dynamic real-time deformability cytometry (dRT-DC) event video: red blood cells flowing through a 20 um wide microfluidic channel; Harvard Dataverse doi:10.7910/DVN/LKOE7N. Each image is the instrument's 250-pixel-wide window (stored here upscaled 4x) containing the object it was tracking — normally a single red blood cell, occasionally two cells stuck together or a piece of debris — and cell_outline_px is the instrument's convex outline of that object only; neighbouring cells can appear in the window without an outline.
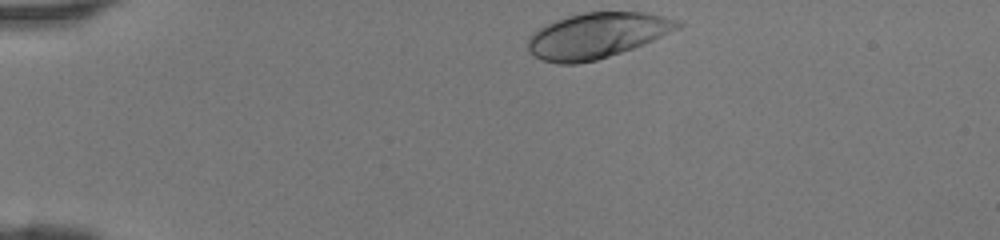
{"species": "human", "species_latin": "Homo sapiens", "temperature_condition": "room temperature", "stored_images_in_passage": 32, "camera_frame_rate_fps": 3000, "um_per_image_px": 0.085, "donor": {"sex": "female"}, "frame": {"image": 1, "passage_image": 1, "time_ms": 0.0, "image_size_px": [1000, 240], "cell_outline_px": [[684, 24], [680, 28], [644, 44], [596, 60], [576, 64], [560, 64], [544, 60], [536, 56], [528, 48], [528, 36], [532, 32], [544, 24], [568, 16], [584, 12], [644, 12], [684, 20]], "centroid_in_image_um": [50.77, 3.0], "position_along_channel_um": 34.2, "area_um2": 39.71}}
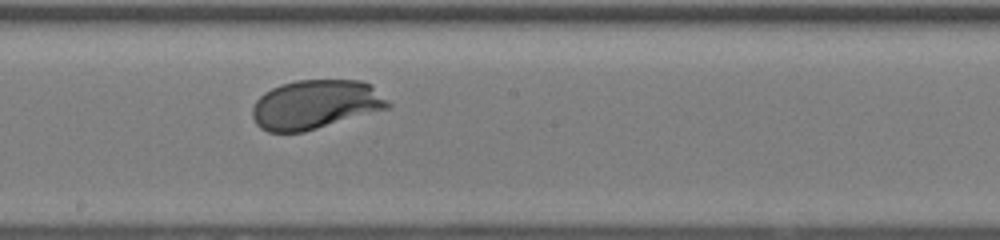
{"frame": {"image": 2, "passage_image": 18, "time_ms": 5.667, "image_size_px": [1000, 240], "cell_outline_px": [[392, 104], [388, 108], [304, 132], [268, 132], [260, 128], [256, 124], [252, 116], [252, 108], [256, 100], [264, 92], [280, 84], [296, 80], [360, 80], [372, 84]], "centroid_in_image_um": [26.8, 8.87], "position_along_channel_um": 221.4, "area_um2": 38.96}}
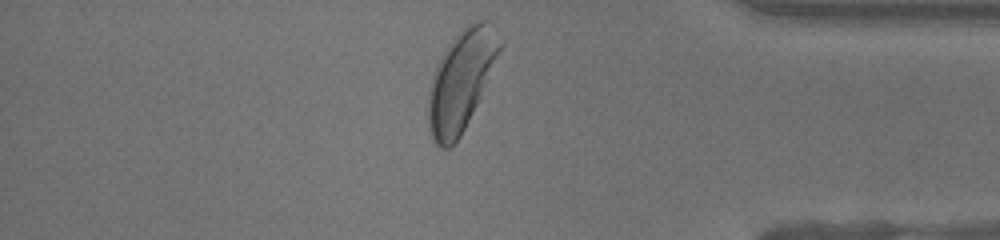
{"frame": {"image": 3, "passage_image": 31, "time_ms": 10.0, "image_size_px": [1000, 240], "cell_outline_px": [[504, 44], [480, 96], [460, 136], [448, 148], [440, 148], [432, 140], [428, 128], [428, 88], [432, 76], [444, 52], [452, 40], [468, 24], [480, 20], [488, 20], [504, 40]], "centroid_in_image_um": [39.2, 6.83], "position_along_channel_um": 396.0, "area_um2": 41.15}}